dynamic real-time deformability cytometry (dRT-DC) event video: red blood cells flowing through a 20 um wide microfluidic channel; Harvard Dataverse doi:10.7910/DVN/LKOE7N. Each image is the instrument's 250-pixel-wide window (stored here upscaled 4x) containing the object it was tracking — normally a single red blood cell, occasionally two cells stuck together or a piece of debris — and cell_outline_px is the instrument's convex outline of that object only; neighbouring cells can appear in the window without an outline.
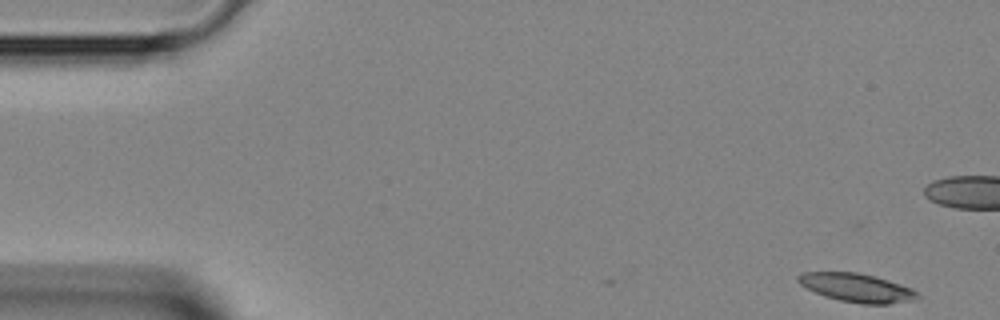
{"species": "Egyptian fruit bat (a non-hibernating species)", "species_latin": "Rousettus aegyptiacus", "temperature_condition": "room temperature", "stored_images_in_passage": 37, "camera_frame_rate_fps": 3000, "um_per_image_px": 0.085, "animal": {"sex": "female"}, "frame": {"image": 1, "passage_image": 1, "time_ms": 0.0, "image_size_px": [1000, 320], "cell_outline_px": [[920, 300], [888, 304], [860, 304], [840, 300], [824, 296], [800, 284], [796, 280], [796, 276], [800, 272], [856, 272], [872, 276], [912, 288], [920, 296]], "centroid_in_image_um": [72.83, 24.47], "position_along_channel_um": 12.2, "area_um2": 19.83}}
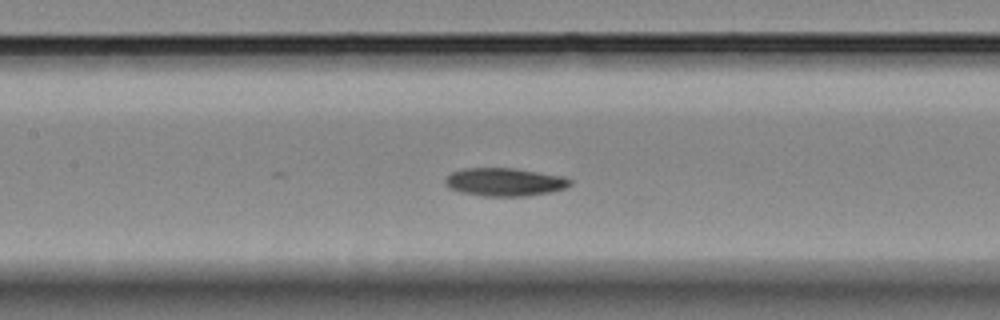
{"frame": {"image": 2, "passage_image": 19, "time_ms": 6.0, "image_size_px": [1000, 320], "cell_outline_px": [[572, 184], [564, 188], [548, 192], [524, 196], [484, 196], [460, 192], [448, 188], [444, 184], [444, 180], [452, 172], [464, 168], [516, 168], [564, 176], [572, 180]], "centroid_in_image_um": [42.88, 15.46], "position_along_channel_um": 164.5, "area_um2": 20.52}}
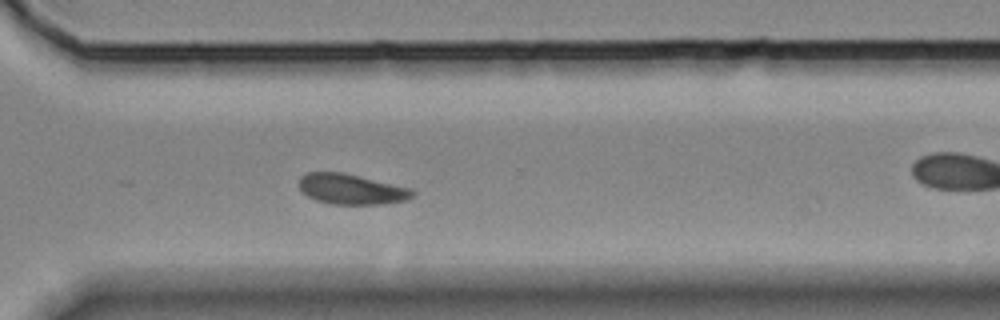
{"frame": {"image": 3, "passage_image": 31, "time_ms": 10.0, "image_size_px": [1000, 320], "cell_outline_px": [[416, 196], [408, 200], [380, 204], [332, 204], [316, 200], [308, 196], [300, 188], [300, 176], [308, 172], [340, 172], [412, 188], [416, 192]], "centroid_in_image_um": [29.92, 16.08], "position_along_channel_um": 340.7, "area_um2": 20.0}}